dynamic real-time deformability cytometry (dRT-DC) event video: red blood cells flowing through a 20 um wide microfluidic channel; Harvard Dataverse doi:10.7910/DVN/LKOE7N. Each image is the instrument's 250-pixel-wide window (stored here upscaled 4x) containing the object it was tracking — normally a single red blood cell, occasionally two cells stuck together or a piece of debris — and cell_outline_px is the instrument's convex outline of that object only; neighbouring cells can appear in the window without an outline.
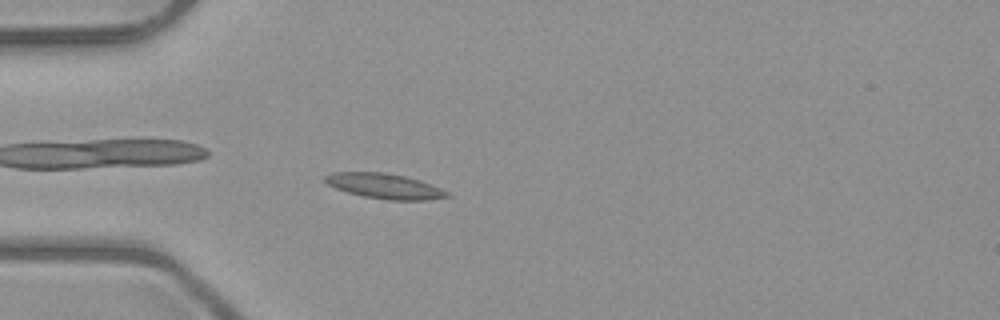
{"species": "common noctule bat (a hibernating species)", "species_latin": "Nyctalus noctula", "temperature_condition": "room temperature", "stored_images_in_passage": 2, "camera_frame_rate_fps": 3000, "um_per_image_px": 0.085, "animal": {"sex": "male", "body_mass_g": 23.1, "forearm_length_mm": 52.7}, "frame": {"image": 1, "passage_image": 2, "time_ms": 2.0, "image_size_px": [1000, 320], "cell_outline_px": [[452, 196], [428, 200], [388, 200], [364, 196], [348, 192], [336, 188], [328, 184], [324, 180], [324, 176], [332, 172], [384, 172], [404, 176], [420, 180], [440, 188], [448, 192]], "centroid_in_image_um": [32.7, 15.81], "position_along_channel_um": 52.3, "area_um2": 17.8}}